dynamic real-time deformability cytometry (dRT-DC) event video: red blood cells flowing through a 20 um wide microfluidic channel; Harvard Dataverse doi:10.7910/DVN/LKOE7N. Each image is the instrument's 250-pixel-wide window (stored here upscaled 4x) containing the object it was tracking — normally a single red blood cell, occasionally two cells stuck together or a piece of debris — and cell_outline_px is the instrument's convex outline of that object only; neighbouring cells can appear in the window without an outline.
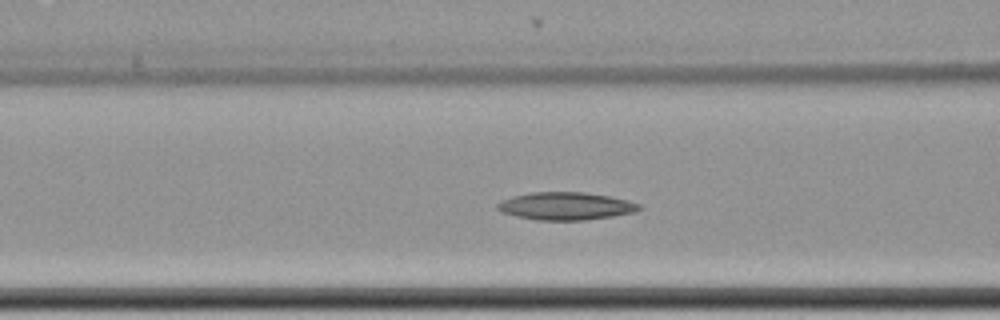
{"species": "common noctule bat (a hibernating species)", "species_latin": "Nyctalus noctula", "temperature_condition": "cold", "stored_images_in_passage": 46, "camera_frame_rate_fps": 3000, "um_per_image_px": 0.085, "animal": {"sex": "female", "body_mass_g": 22.7, "forearm_length_mm": 54.2}, "frame": {"image": 1, "passage_image": 10, "time_ms": 3.0, "image_size_px": [1000, 320], "cell_outline_px": [[644, 208], [636, 212], [588, 220], [536, 220], [516, 216], [500, 212], [496, 208], [496, 204], [500, 200], [512, 196], [532, 192], [584, 192], [608, 196], [628, 200], [640, 204]], "centroid_in_image_um": [48.08, 17.52], "position_along_channel_um": 118.5, "area_um2": 23.12}}
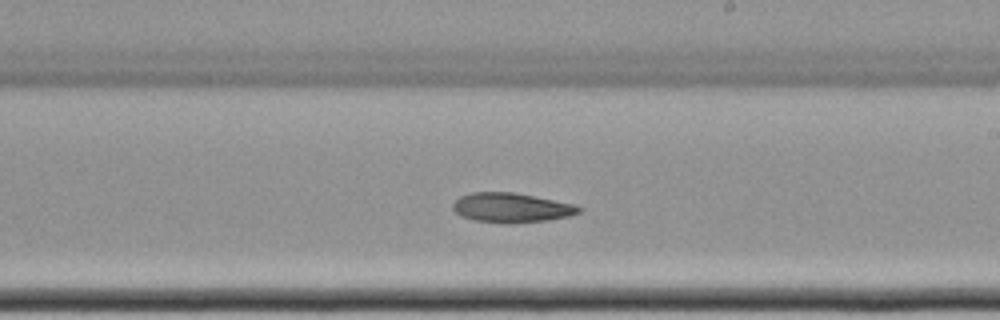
{"frame": {"image": 2, "passage_image": 21, "time_ms": 6.667, "image_size_px": [1000, 320], "cell_outline_px": [[580, 212], [568, 216], [548, 220], [512, 224], [504, 224], [476, 220], [460, 216], [452, 208], [452, 204], [460, 196], [472, 192], [512, 192], [572, 204], [580, 208]], "centroid_in_image_um": [43.4, 17.67], "position_along_channel_um": 245.6, "area_um2": 21.5}}
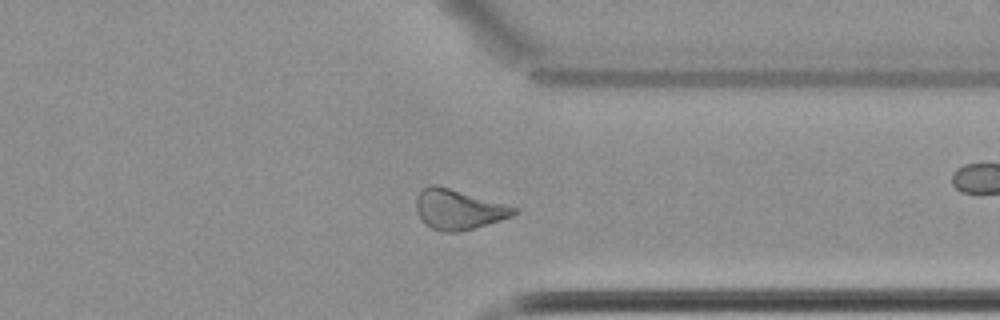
{"frame": {"image": 3, "passage_image": 32, "time_ms": 10.333, "image_size_px": [1000, 320], "cell_outline_px": [[516, 212], [512, 216], [500, 220], [460, 232], [444, 232], [432, 228], [424, 224], [416, 208], [416, 196], [424, 188], [432, 184], [436, 184], [516, 208]], "centroid_in_image_um": [38.91, 17.81], "position_along_channel_um": 372.5, "area_um2": 22.25}}